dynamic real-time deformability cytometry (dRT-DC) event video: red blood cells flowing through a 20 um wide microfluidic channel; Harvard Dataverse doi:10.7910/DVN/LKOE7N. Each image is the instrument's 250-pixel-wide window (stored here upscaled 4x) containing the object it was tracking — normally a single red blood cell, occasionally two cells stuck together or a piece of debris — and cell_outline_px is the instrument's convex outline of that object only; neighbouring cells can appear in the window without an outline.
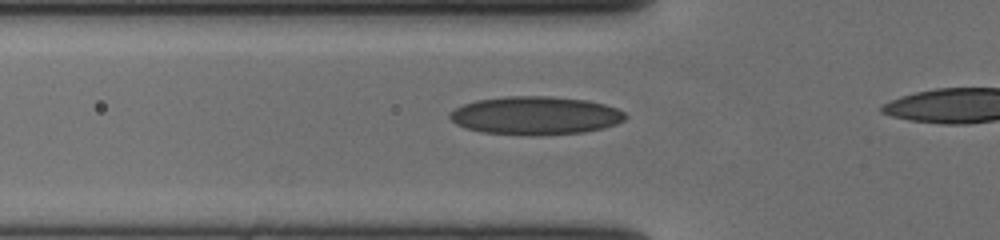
{"species": "human", "species_latin": "Homo sapiens", "temperature_condition": "cold", "stored_images_in_passage": 42, "camera_frame_rate_fps": 3000, "um_per_image_px": 0.085, "donor": {"sex": "female"}, "frame": {"image": 1, "passage_image": 15, "time_ms": 4.667, "image_size_px": [1000, 240], "cell_outline_px": [[628, 116], [624, 120], [616, 124], [604, 128], [584, 132], [540, 136], [528, 136], [480, 132], [464, 128], [456, 124], [448, 116], [448, 112], [464, 104], [476, 100], [504, 96], [552, 96], [588, 100], [604, 104], [616, 108], [624, 112]], "centroid_in_image_um": [45.5, 9.83], "position_along_channel_um": 80.3, "area_um2": 39.71}}
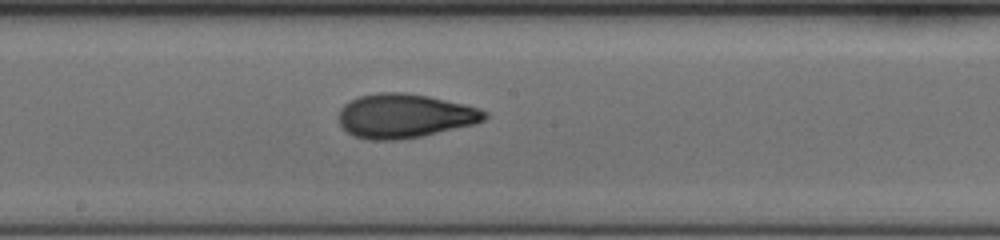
{"frame": {"image": 2, "passage_image": 26, "time_ms": 8.333, "image_size_px": [1000, 240], "cell_outline_px": [[488, 116], [484, 120], [476, 124], [424, 136], [396, 140], [368, 140], [356, 136], [348, 132], [340, 124], [340, 108], [344, 104], [360, 96], [380, 92], [404, 92], [428, 96], [464, 104], [480, 108], [488, 112]], "centroid_in_image_um": [34.44, 9.85], "position_along_channel_um": 213.8, "area_um2": 37.57}}
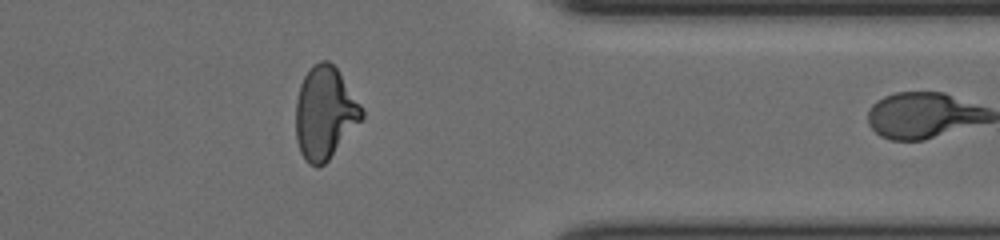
{"frame": {"image": 3, "passage_image": 41, "time_ms": 13.333, "image_size_px": [1000, 240], "cell_outline_px": [[364, 116], [328, 160], [324, 164], [316, 168], [308, 164], [304, 160], [300, 152], [296, 140], [296, 100], [300, 84], [304, 76], [312, 64], [320, 60], [328, 60], [336, 68], [364, 108]], "centroid_in_image_um": [27.59, 9.6], "position_along_channel_um": 383.8, "area_um2": 35.6}}